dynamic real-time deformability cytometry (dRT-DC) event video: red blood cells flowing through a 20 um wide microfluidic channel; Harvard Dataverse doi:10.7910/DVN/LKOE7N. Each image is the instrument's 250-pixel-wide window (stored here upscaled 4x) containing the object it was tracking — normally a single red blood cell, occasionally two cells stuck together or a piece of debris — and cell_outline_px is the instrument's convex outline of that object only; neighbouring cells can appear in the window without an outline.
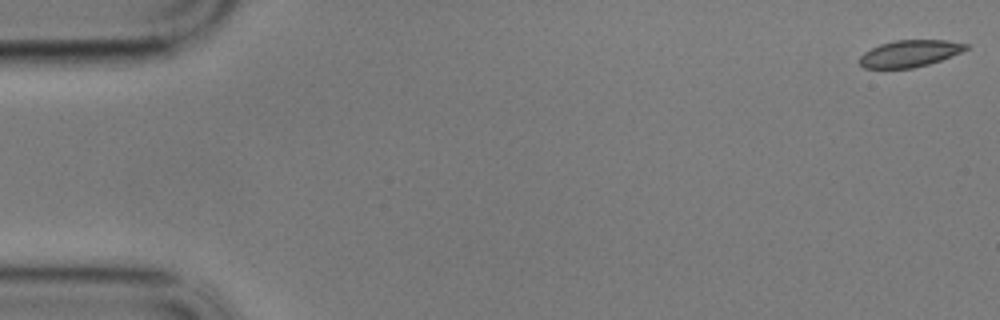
{"species": "common noctule bat (a hibernating species)", "species_latin": "Nyctalus noctula", "temperature_condition": "cold", "stored_images_in_passage": 58, "camera_frame_rate_fps": 3000, "um_per_image_px": 0.085, "animal": {"sex": "male", "body_mass_g": 17.9}, "frame": {"image": 1, "passage_image": 1, "time_ms": 0.0, "image_size_px": [1000, 320], "cell_outline_px": [[968, 48], [960, 52], [940, 60], [928, 64], [912, 68], [864, 68], [860, 64], [860, 56], [864, 52], [880, 44], [896, 40], [948, 40], [968, 44]], "centroid_in_image_um": [77.32, 4.54], "position_along_channel_um": 7.7, "area_um2": 16.42}}
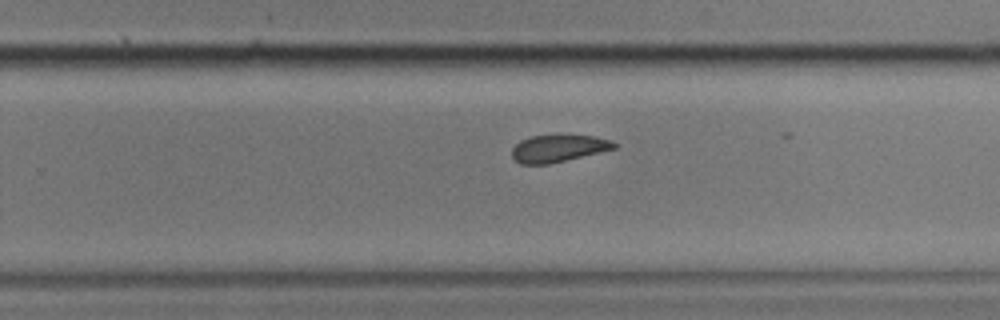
{"frame": {"image": 2, "passage_image": 37, "time_ms": 12.0, "image_size_px": [1000, 320], "cell_outline_px": [[616, 148], [600, 152], [548, 164], [520, 164], [512, 156], [512, 148], [520, 140], [532, 136], [556, 132], [560, 132], [592, 136], [612, 140], [616, 144]], "centroid_in_image_um": [47.45, 12.55], "position_along_channel_um": 282.4, "area_um2": 16.76}}
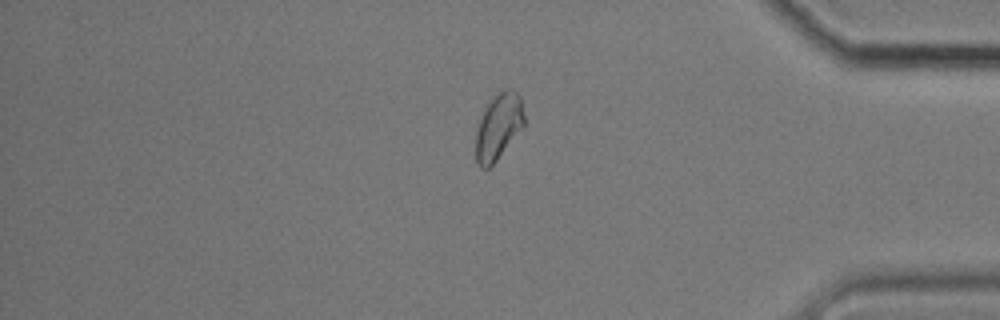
{"frame": {"image": 3, "passage_image": 49, "time_ms": 16.0, "image_size_px": [1000, 320], "cell_outline_px": [[524, 124], [496, 160], [488, 168], [480, 168], [476, 160], [476, 132], [480, 120], [488, 104], [500, 92], [508, 88], [516, 92], [520, 96], [524, 116]], "centroid_in_image_um": [42.36, 10.77], "position_along_channel_um": 392.8, "area_um2": 17.86}}